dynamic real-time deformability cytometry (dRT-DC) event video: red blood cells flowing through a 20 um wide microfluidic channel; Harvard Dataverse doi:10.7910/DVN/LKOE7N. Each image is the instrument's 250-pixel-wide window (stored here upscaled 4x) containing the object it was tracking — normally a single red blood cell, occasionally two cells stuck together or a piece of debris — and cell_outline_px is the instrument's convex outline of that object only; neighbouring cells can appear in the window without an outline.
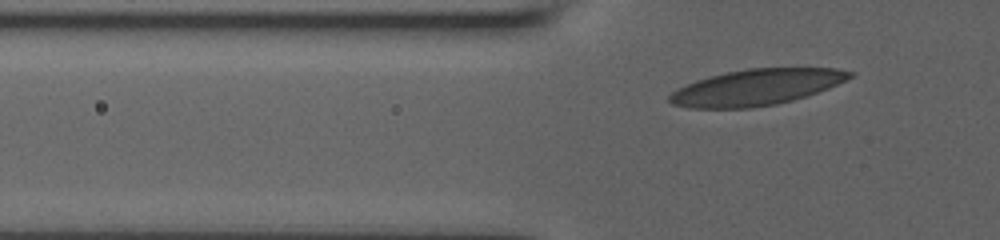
{"species": "human", "species_latin": "Homo sapiens", "temperature_condition": "room temperature", "stored_images_in_passage": 4, "segment_of_instrument_passage": [2, 2], "camera_frame_rate_fps": 3000, "um_per_image_px": 0.085, "donor": {"sex": "male"}, "frame": {"image": 1, "passage_image": 4, "time_ms": 3.333, "image_size_px": [1000, 240], "cell_outline_px": [[856, 72], [852, 76], [828, 88], [792, 100], [776, 104], [752, 108], [688, 108], [672, 104], [668, 100], [668, 96], [676, 88], [696, 80], [728, 72], [748, 68], [836, 68]], "centroid_in_image_um": [64.25, 7.42], "position_along_channel_um": 61.5, "area_um2": 37.63}}